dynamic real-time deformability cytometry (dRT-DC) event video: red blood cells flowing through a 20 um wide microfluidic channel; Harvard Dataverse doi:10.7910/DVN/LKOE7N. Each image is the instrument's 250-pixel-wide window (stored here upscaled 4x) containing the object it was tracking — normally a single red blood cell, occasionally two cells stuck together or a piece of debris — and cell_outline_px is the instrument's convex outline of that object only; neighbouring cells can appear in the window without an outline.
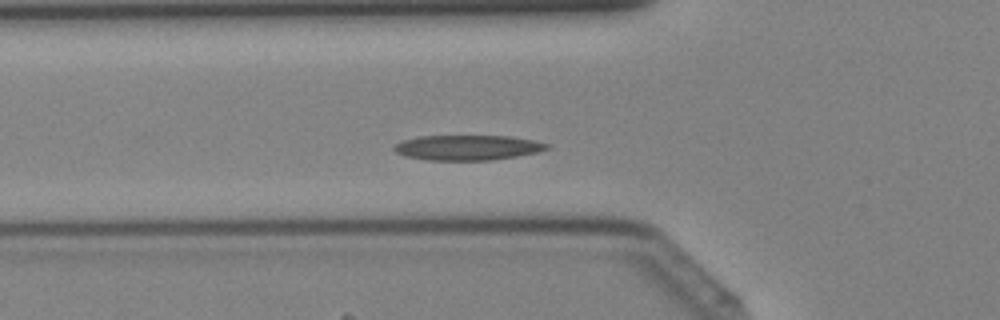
{"species": "Egyptian fruit bat (a non-hibernating species)", "species_latin": "Rousettus aegyptiacus", "temperature_condition": "cold", "stored_images_in_passage": 38, "camera_frame_rate_fps": 3000, "um_per_image_px": 0.085, "animal": {"sex": "female"}, "frame": {"image": 1, "passage_image": 11, "time_ms": 3.333, "image_size_px": [1000, 320], "cell_outline_px": [[548, 148], [536, 152], [516, 156], [492, 160], [428, 160], [404, 156], [396, 152], [392, 148], [396, 144], [404, 140], [420, 136], [508, 136], [532, 140], [548, 144]], "centroid_in_image_um": [39.69, 12.55], "position_along_channel_um": 86.1, "area_um2": 22.08}}
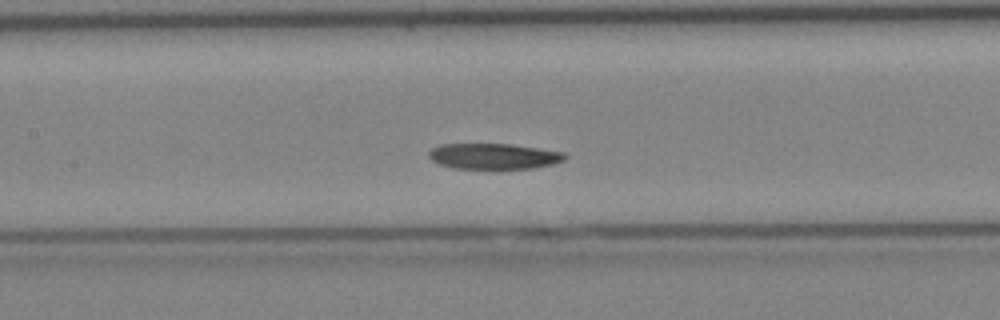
{"frame": {"image": 2, "passage_image": 16, "time_ms": 5.0, "image_size_px": [1000, 320], "cell_outline_px": [[568, 156], [564, 160], [552, 164], [536, 168], [456, 168], [440, 164], [432, 160], [428, 156], [428, 152], [432, 148], [440, 144], [508, 144], [564, 152]], "centroid_in_image_um": [41.97, 13.27], "position_along_channel_um": 165.4, "area_um2": 20.17}}
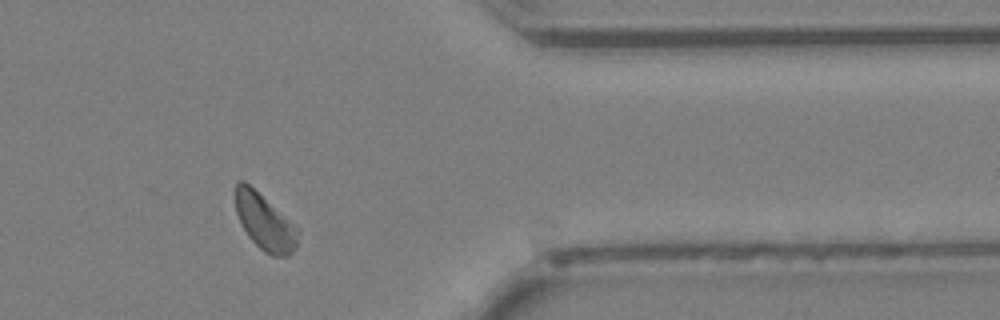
{"frame": {"image": 3, "passage_image": 31, "time_ms": 10.0, "image_size_px": [1000, 320], "cell_outline_px": [[300, 232], [296, 248], [288, 256], [272, 256], [264, 252], [248, 236], [236, 212], [236, 180], [244, 180], [296, 224], [300, 228]], "centroid_in_image_um": [22.55, 18.88], "position_along_channel_um": 388.8, "area_um2": 20.58}}